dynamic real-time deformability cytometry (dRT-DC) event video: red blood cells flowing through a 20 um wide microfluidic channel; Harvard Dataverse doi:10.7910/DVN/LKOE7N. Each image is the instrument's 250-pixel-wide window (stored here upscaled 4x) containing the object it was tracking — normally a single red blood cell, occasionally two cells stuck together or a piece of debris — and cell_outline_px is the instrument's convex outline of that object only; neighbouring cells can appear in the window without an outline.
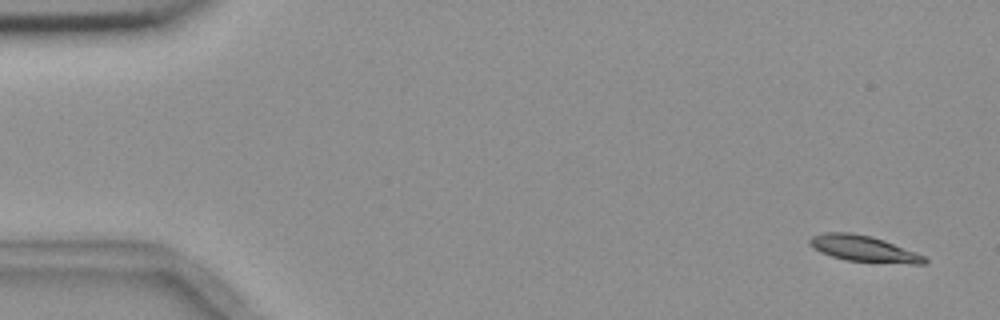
{"species": "common noctule bat (a hibernating species)", "species_latin": "Nyctalus noctula", "temperature_condition": "room temperature", "stored_images_in_passage": 5, "camera_frame_rate_fps": 3000, "um_per_image_px": 0.085, "animal": {"sex": "female", "body_mass_g": 18.4}, "frame": {"image": 1, "passage_image": 1, "time_ms": 0.0, "image_size_px": [1000, 320], "cell_outline_px": [[928, 260], [924, 264], [912, 264], [844, 260], [820, 252], [812, 248], [808, 244], [808, 240], [812, 236], [824, 232], [852, 232], [872, 236], [884, 240], [916, 252], [924, 256]], "centroid_in_image_um": [73.38, 21.13], "position_along_channel_um": 11.6, "area_um2": 17.57}}